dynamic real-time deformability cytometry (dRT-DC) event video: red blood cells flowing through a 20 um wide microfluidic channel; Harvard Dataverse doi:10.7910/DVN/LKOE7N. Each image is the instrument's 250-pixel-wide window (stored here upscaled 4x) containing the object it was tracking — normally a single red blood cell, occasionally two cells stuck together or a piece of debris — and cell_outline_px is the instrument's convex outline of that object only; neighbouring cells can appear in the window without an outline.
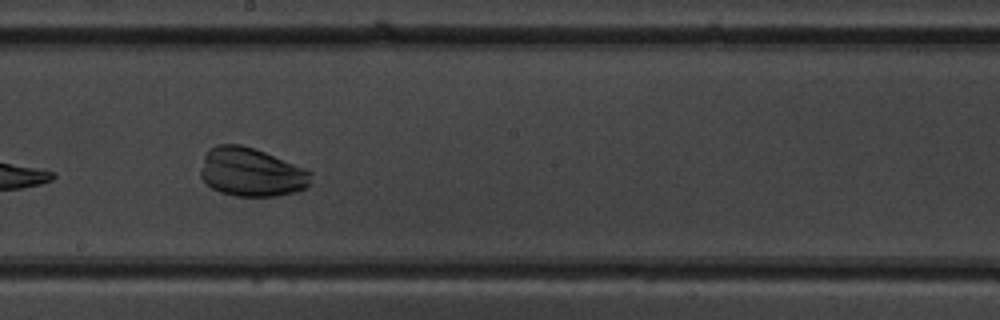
{"species": "common noctule bat (a hibernating species)", "species_latin": "Nyctalus noctula", "temperature_condition": "warm", "stored_images_in_passage": 14, "camera_frame_rate_fps": 3000, "um_per_image_px": 0.085, "animal": {"sex": "male", "body_mass_g": 19.5, "forearm_length_mm": 54.6}, "frame": {"image": 1, "passage_image": 8, "time_ms": 8.333, "image_size_px": [1000, 320], "cell_outline_px": [[312, 172], [308, 184], [304, 188], [296, 192], [276, 196], [236, 196], [220, 192], [212, 188], [200, 176], [200, 168], [204, 156], [208, 148], [216, 144], [240, 144], [264, 152], [304, 168]], "centroid_in_image_um": [21.32, 14.63], "position_along_channel_um": 226.9, "area_um2": 31.15}}
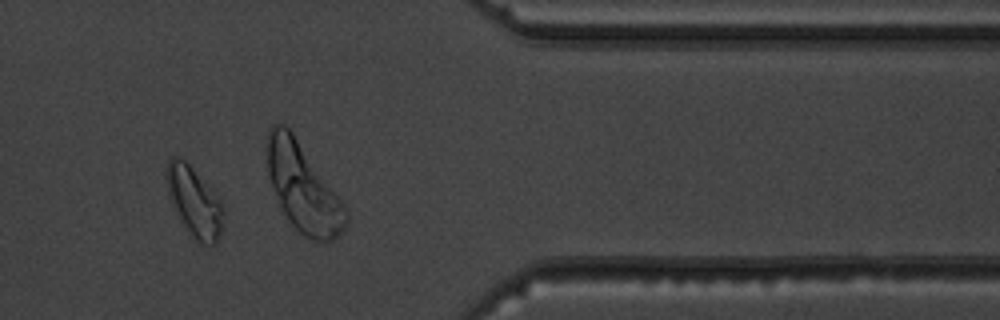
{"frame": {"image": 2, "passage_image": 12, "time_ms": 12.667, "image_size_px": [1000, 320], "cell_outline_px": [[224, 216], [220, 232], [216, 244], [200, 244], [188, 232], [176, 212], [172, 204], [168, 192], [164, 172], [168, 160], [172, 156], [180, 156], [220, 196], [224, 204]], "centroid_in_image_um": [16.52, 17.12], "position_along_channel_um": 394.9, "area_um2": 23.41}, "authors_computed_cell_mechanics": {"area_um2": 29.9693, "velocity_mm_per_s": 3.9071, "shape_relaxation_time_tau1_ms": 2.4957, "shape_relaxation_time_tau2_ms": null, "deformation_change_tau1": 0.1716, "deformation_change_tau2": null}}